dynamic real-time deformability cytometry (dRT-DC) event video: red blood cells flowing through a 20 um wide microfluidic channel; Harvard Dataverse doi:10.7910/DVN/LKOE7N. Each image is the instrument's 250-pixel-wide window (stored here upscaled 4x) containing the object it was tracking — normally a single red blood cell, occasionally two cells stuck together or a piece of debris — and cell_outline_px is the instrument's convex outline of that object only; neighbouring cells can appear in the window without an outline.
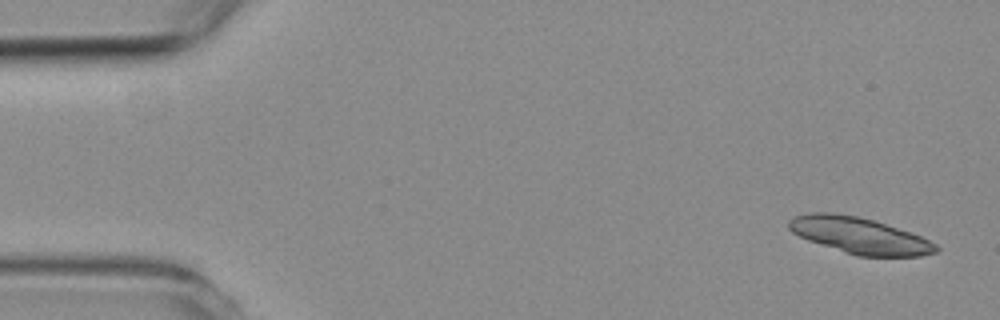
{"species": "common noctule bat (a hibernating species)", "species_latin": "Nyctalus noctula", "temperature_condition": "room temperature", "stored_images_in_passage": 4, "camera_frame_rate_fps": 3000, "um_per_image_px": 0.085, "animal": {"sex": "female", "body_mass_g": 19.3, "forearm_length_mm": 54.1}, "frame": {"image": 1, "passage_image": 1, "time_ms": 0.0, "image_size_px": [1000, 320], "cell_outline_px": [[940, 248], [936, 252], [920, 256], [856, 256], [808, 240], [792, 232], [788, 228], [788, 220], [792, 216], [808, 212], [832, 212], [856, 216], [876, 220], [912, 232], [936, 244]], "centroid_in_image_um": [73.04, 20.0], "position_along_channel_um": 12.0, "area_um2": 31.33}}